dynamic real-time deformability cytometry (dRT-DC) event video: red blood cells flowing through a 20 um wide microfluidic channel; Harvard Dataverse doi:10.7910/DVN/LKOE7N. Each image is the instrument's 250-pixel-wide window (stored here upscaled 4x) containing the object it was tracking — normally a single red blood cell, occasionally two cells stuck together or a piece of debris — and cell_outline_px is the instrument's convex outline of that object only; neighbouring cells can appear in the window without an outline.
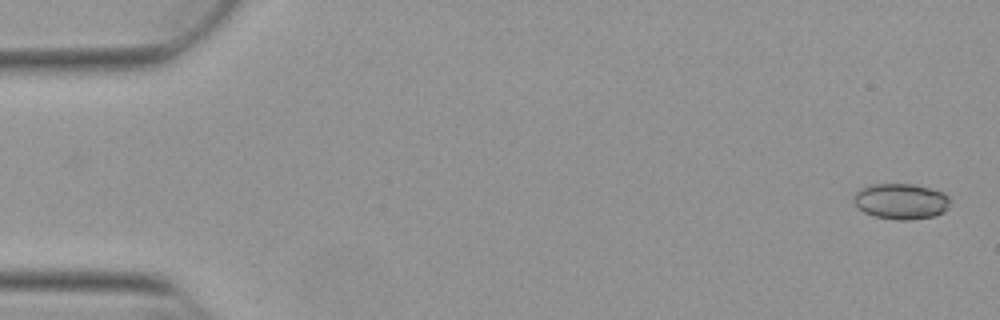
{"species": "Egyptian fruit bat (a non-hibernating species)", "species_latin": "Rousettus aegyptiacus", "temperature_condition": "warm", "stored_images_in_passage": 52, "camera_frame_rate_fps": 3000, "um_per_image_px": 0.085, "animal": {"sex": "female"}, "frame": {"image": 1, "passage_image": 1, "time_ms": 0.0, "image_size_px": [1000, 320], "cell_outline_px": [[948, 208], [944, 212], [936, 216], [908, 220], [896, 220], [872, 216], [864, 212], [852, 200], [852, 196], [860, 188], [872, 184], [912, 184], [944, 192], [948, 196]], "centroid_in_image_um": [76.56, 17.12], "position_along_channel_um": 8.4, "area_um2": 20.17}}
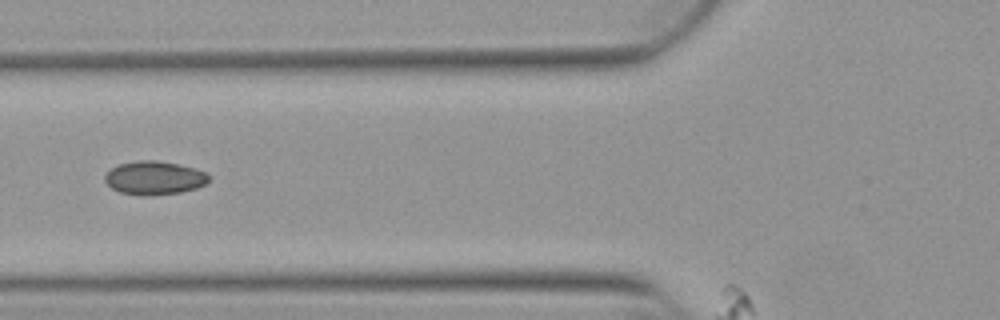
{"frame": {"image": 2, "passage_image": 20, "time_ms": 6.333, "image_size_px": [1000, 320], "cell_outline_px": [[208, 180], [204, 184], [196, 188], [180, 192], [152, 196], [140, 196], [120, 192], [112, 188], [104, 180], [104, 176], [116, 164], [136, 160], [156, 160], [196, 168], [204, 172], [208, 176]], "centroid_in_image_um": [13.07, 15.12], "position_along_channel_um": 112.7, "area_um2": 20.35}}
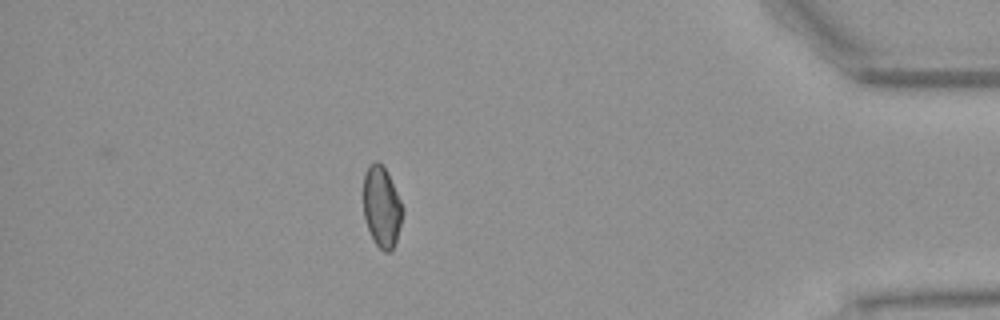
{"frame": {"image": 3, "passage_image": 46, "time_ms": 15.0, "image_size_px": [1000, 320], "cell_outline_px": [[404, 212], [396, 240], [392, 248], [388, 252], [384, 252], [376, 244], [368, 228], [364, 216], [364, 172], [376, 160], [388, 172], [404, 208]], "centroid_in_image_um": [32.46, 17.57], "position_along_channel_um": 402.7, "area_um2": 18.26}, "authors_computed_cell_mechanics": {"area_um2": 19.363, "velocity_mm_per_s": 3.8663, "shape_relaxation_time_tau1_ms": null, "shape_relaxation_time_tau2_ms": 2.2767, "deformation_change_tau1": null, "deformation_change_tau2": 0.057}}